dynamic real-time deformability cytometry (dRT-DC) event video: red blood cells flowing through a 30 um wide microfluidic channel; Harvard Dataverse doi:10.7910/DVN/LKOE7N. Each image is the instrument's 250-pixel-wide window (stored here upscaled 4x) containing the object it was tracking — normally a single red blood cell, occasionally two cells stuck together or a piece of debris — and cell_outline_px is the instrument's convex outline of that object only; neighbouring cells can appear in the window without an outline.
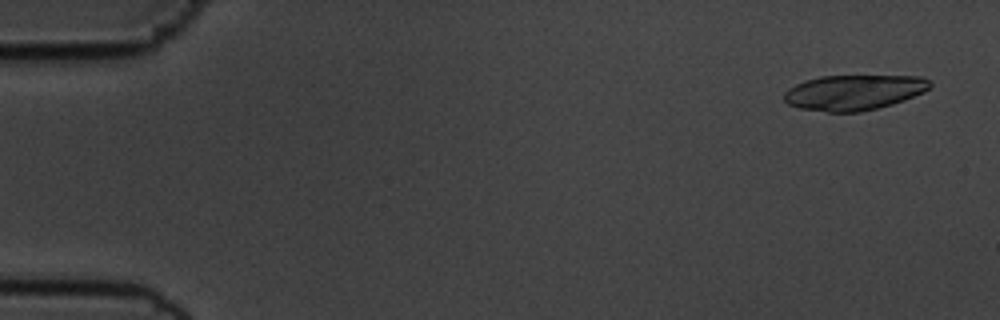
{"species": "common noctule bat (a hibernating species)", "species_latin": "Nyctalus noctula", "temperature_condition": "cold", "stored_images_in_passage": 55, "camera_frame_rate_fps": 3000, "um_per_image_px": 0.085, "animal": {"sex": "male", "body_mass_g": 19.5, "forearm_length_mm": 54.6}, "frame": {"image": 1, "passage_image": 3, "time_ms": 0.667, "image_size_px": [1000, 320], "cell_outline_px": [[932, 84], [924, 92], [904, 100], [892, 104], [860, 112], [828, 112], [800, 108], [788, 104], [784, 100], [784, 92], [788, 88], [796, 84], [820, 76], [920, 76], [932, 80]], "centroid_in_image_um": [72.59, 7.85], "position_along_channel_um": 12.4, "area_um2": 29.94}}